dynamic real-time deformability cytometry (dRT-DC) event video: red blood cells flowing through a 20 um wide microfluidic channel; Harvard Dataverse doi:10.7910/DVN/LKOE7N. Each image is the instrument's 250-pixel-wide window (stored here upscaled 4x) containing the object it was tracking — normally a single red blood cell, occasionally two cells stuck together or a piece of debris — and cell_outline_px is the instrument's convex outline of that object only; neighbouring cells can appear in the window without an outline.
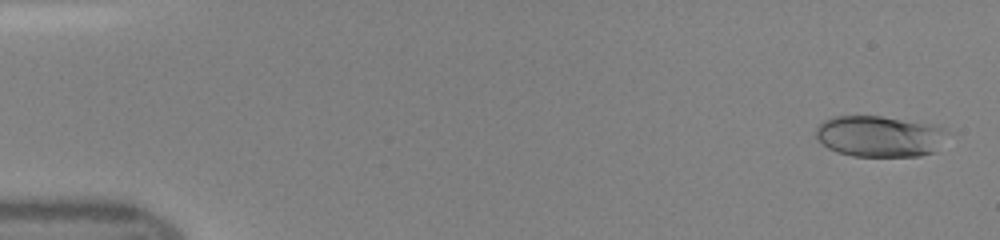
{"species": "human", "species_latin": "Homo sapiens", "temperature_condition": "room temperature", "stored_images_in_passage": 47, "camera_frame_rate_fps": 3000, "um_per_image_px": 0.085, "donor": {"sex": "female"}, "frame": {"image": 1, "passage_image": 2, "time_ms": 0.333, "image_size_px": [1000, 240], "cell_outline_px": [[948, 132], [936, 152], [920, 156], [852, 156], [836, 152], [828, 148], [816, 136], [816, 128], [824, 120], [836, 116], [880, 116], [940, 124]], "centroid_in_image_um": [74.82, 11.58], "position_along_channel_um": 10.2, "area_um2": 31.85}}
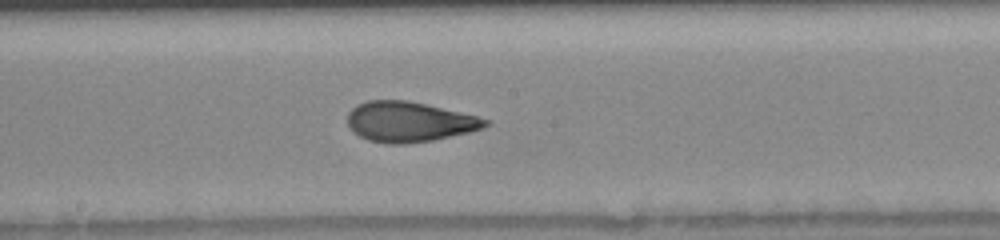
{"frame": {"image": 2, "passage_image": 26, "time_ms": 8.333, "image_size_px": [1000, 240], "cell_outline_px": [[488, 124], [480, 128], [468, 132], [432, 140], [404, 144], [388, 144], [368, 140], [352, 132], [348, 128], [348, 112], [356, 104], [368, 100], [408, 100], [476, 116], [488, 120]], "centroid_in_image_um": [34.69, 10.35], "position_along_channel_um": 213.5, "area_um2": 32.02}}
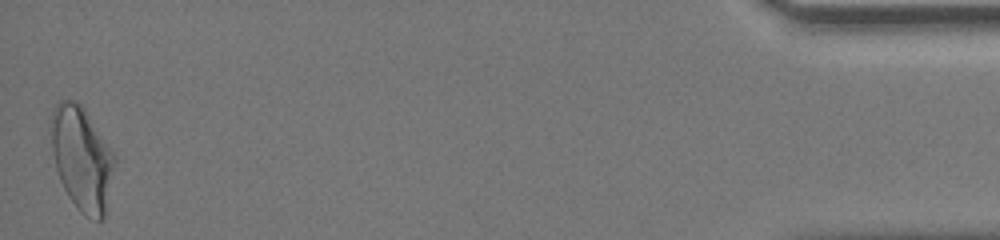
{"frame": {"image": 3, "passage_image": 47, "time_ms": 15.333, "image_size_px": [1000, 240], "cell_outline_px": [[116, 160], [104, 216], [100, 220], [96, 220], [84, 216], [80, 212], [68, 196], [60, 180], [56, 168], [52, 152], [48, 124], [52, 112], [56, 104], [60, 100], [76, 100], [84, 108], [116, 156]], "centroid_in_image_um": [6.93, 13.44], "position_along_channel_um": 428.3, "area_um2": 38.67}}